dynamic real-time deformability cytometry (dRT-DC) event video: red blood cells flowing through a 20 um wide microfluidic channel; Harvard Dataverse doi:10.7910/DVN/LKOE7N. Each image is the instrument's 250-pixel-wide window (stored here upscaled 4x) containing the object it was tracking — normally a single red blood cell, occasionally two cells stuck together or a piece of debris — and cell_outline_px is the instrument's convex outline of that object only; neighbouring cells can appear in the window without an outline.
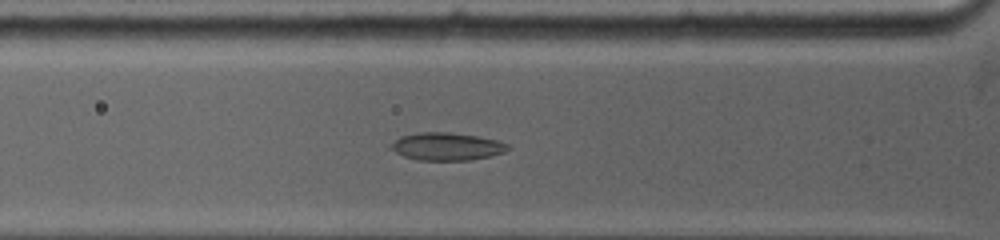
{"species": "common noctule bat (a hibernating species)", "species_latin": "Nyctalus noctula", "temperature_condition": "warm", "stored_images_in_passage": 19, "camera_frame_rate_fps": 5000, "um_per_image_px": 0.085, "animal": {"sex": "female", "body_mass_g": 19.0, "forearm_length_mm": 53.3}, "frame": {"image": 1, "passage_image": 8, "time_ms": 2.4, "image_size_px": [1000, 240], "cell_outline_px": [[512, 148], [504, 152], [492, 156], [468, 160], [420, 160], [404, 156], [388, 148], [400, 136], [420, 132], [448, 132], [476, 136], [496, 140], [508, 144]], "centroid_in_image_um": [37.99, 12.45], "position_along_channel_um": 87.8, "area_um2": 18.79}}
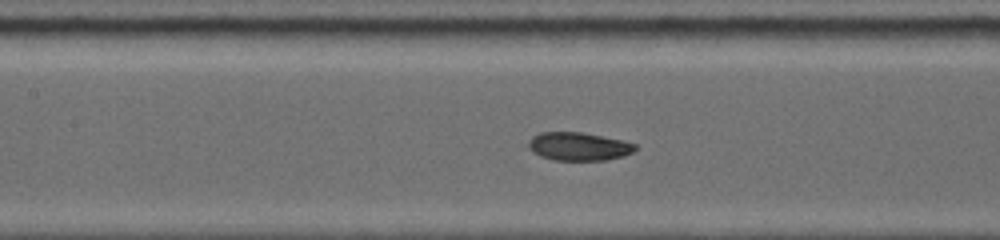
{"frame": {"image": 2, "passage_image": 14, "time_ms": 4.2, "image_size_px": [1000, 240], "cell_outline_px": [[636, 148], [632, 152], [624, 156], [608, 160], [552, 160], [540, 156], [532, 152], [528, 148], [528, 140], [532, 136], [540, 132], [580, 132], [620, 140], [636, 144]], "centroid_in_image_um": [49.13, 12.45], "position_along_channel_um": 158.3, "area_um2": 17.57}}
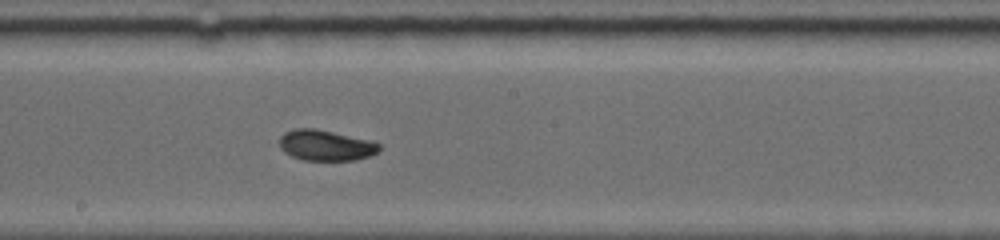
{"frame": {"image": 3, "passage_image": 19, "time_ms": 5.8, "image_size_px": [1000, 240], "cell_outline_px": [[380, 152], [356, 160], [304, 160], [292, 156], [284, 152], [280, 148], [280, 136], [284, 132], [296, 128], [312, 128], [332, 132], [368, 140], [380, 144]], "centroid_in_image_um": [27.67, 12.36], "position_along_channel_um": 220.5, "area_um2": 17.69}}